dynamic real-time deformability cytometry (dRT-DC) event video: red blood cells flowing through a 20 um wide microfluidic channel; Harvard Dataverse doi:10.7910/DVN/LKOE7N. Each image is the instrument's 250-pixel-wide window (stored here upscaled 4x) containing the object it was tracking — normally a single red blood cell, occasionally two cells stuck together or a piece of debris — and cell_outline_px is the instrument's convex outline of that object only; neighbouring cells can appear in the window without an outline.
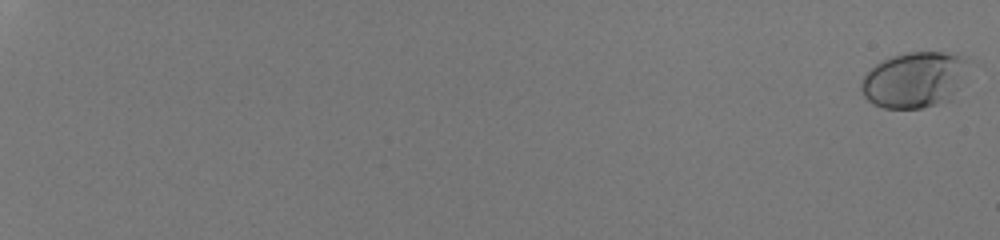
{"species": "human", "species_latin": "Homo sapiens", "temperature_condition": "room temperature", "stored_images_in_passage": 56, "camera_frame_rate_fps": 3000, "um_per_image_px": 0.085, "donor": {"sex": "male"}, "frame": {"image": 1, "passage_image": 1, "time_ms": 0.0, "image_size_px": [1000, 240], "cell_outline_px": [[980, 64], [952, 100], [920, 108], [884, 108], [872, 104], [864, 96], [860, 88], [860, 84], [864, 76], [876, 64], [892, 56], [908, 52], [956, 52], [968, 56]], "centroid_in_image_um": [77.97, 6.74], "position_along_channel_um": 7.0, "area_um2": 36.88}}
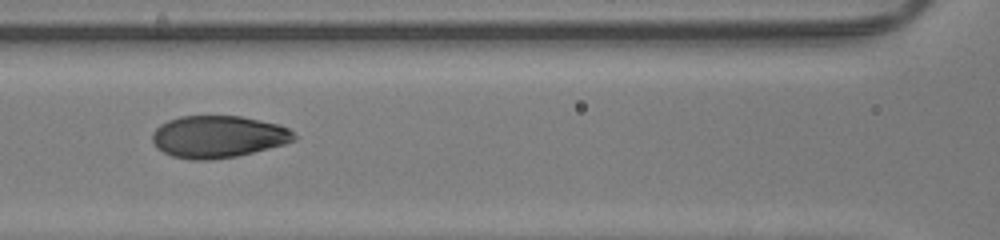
{"frame": {"image": 2, "passage_image": 32, "time_ms": 10.333, "image_size_px": [1000, 240], "cell_outline_px": [[296, 140], [284, 144], [236, 156], [212, 160], [192, 160], [172, 156], [156, 148], [152, 140], [152, 132], [160, 124], [168, 120], [180, 116], [240, 116], [280, 124], [288, 128], [296, 136]], "centroid_in_image_um": [18.52, 11.62], "position_along_channel_um": 148.1, "area_um2": 34.85}}
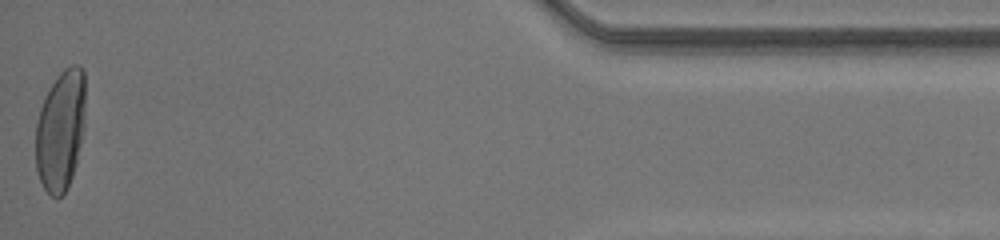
{"frame": {"image": 3, "passage_image": 56, "time_ms": 18.333, "image_size_px": [1000, 240], "cell_outline_px": [[84, 132], [76, 164], [72, 176], [64, 192], [56, 200], [44, 188], [40, 180], [36, 168], [36, 124], [40, 108], [44, 96], [60, 72], [64, 68], [72, 64], [80, 64], [84, 68]], "centroid_in_image_um": [5.15, 11.05], "position_along_channel_um": 430.0, "area_um2": 35.14}, "authors_computed_cell_mechanics": {"area_um2": 34.7956, "velocity_mm_per_s": 4.2351, "shape_relaxation_time_tau1_ms": 3.8384, "shape_relaxation_time_tau2_ms": null, "deformation_change_tau1": 0.21, "deformation_change_tau2": null}}